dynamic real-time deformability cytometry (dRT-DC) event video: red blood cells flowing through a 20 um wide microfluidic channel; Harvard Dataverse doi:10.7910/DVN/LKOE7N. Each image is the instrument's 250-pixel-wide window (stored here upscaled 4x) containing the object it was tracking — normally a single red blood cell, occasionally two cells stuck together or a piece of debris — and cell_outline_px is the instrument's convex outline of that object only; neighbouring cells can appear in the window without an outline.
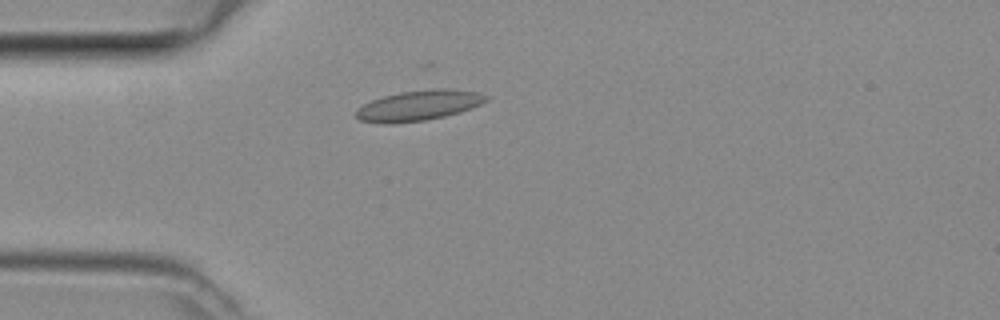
{"species": "common noctule bat (a hibernating species)", "species_latin": "Nyctalus noctula", "temperature_condition": "room temperature", "stored_images_in_passage": 2, "camera_frame_rate_fps": 3000, "um_per_image_px": 0.085, "animal": {"sex": "female", "body_mass_g": 29.2, "forearm_length_mm": 56.3}, "frame": {"image": 1, "passage_image": 2, "time_ms": 0.333, "image_size_px": [1000, 320], "cell_outline_px": [[488, 100], [472, 108], [460, 112], [444, 116], [424, 120], [392, 124], [384, 124], [360, 120], [356, 116], [356, 108], [372, 100], [384, 96], [400, 92], [432, 88], [448, 88], [480, 92], [488, 96]], "centroid_in_image_um": [35.61, 8.95], "position_along_channel_um": 49.4, "area_um2": 23.12}}